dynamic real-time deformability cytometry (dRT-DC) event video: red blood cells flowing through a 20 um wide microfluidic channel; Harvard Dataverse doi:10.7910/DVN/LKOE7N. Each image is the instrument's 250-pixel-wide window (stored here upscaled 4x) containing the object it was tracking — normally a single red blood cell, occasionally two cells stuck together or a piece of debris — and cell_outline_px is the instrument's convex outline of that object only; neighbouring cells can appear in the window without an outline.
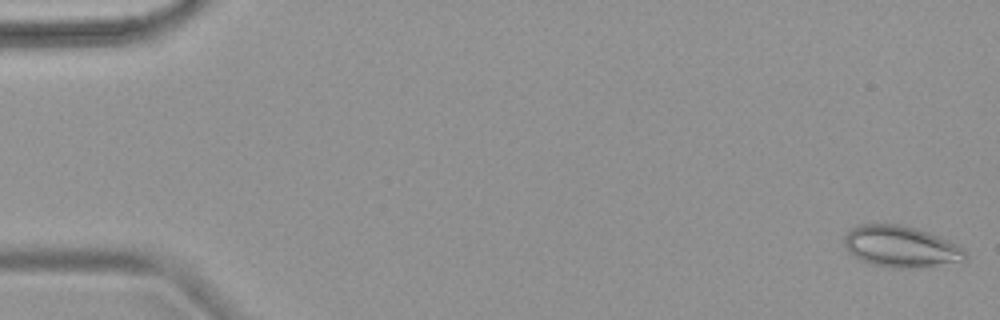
{"species": "common noctule bat (a hibernating species)", "species_latin": "Nyctalus noctula", "temperature_condition": "warm", "stored_images_in_passage": 6, "camera_frame_rate_fps": 3000, "um_per_image_px": 0.085, "animal": {"sex": "female", "body_mass_g": 18.4}, "frame": {"image": 1, "passage_image": 1, "time_ms": 0.0, "image_size_px": [1000, 320], "cell_outline_px": [[968, 260], [932, 268], [892, 268], [872, 264], [860, 260], [848, 252], [844, 244], [844, 236], [852, 228], [860, 224], [900, 224], [916, 228], [928, 232], [948, 240], [964, 248], [968, 256]], "centroid_in_image_um": [76.63, 20.99], "position_along_channel_um": 8.4, "area_um2": 29.77}}